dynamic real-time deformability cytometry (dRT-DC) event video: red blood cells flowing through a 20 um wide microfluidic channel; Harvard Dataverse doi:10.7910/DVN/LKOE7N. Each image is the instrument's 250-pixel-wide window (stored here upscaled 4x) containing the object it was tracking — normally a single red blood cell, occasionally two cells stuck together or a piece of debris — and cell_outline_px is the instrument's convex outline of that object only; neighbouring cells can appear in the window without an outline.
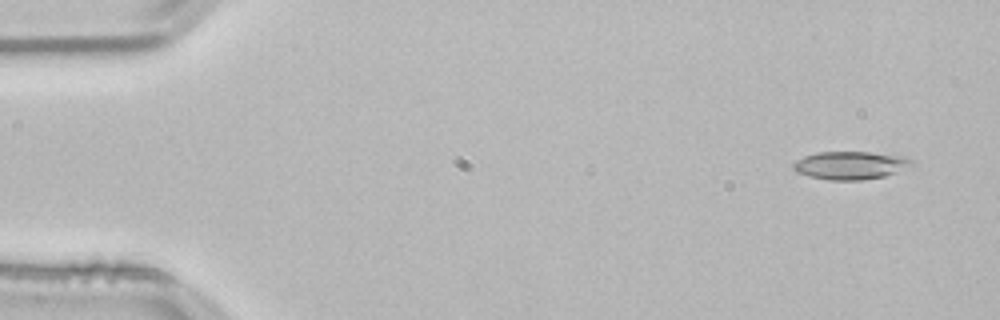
{"species": "common noctule bat (a hibernating species)", "species_latin": "Nyctalus noctula", "temperature_condition": "room temperature", "stored_images_in_passage": 51, "camera_frame_rate_fps": 3000, "um_per_image_px": 0.085, "animal": {"sex": "male", "body_mass_g": 21.5, "forearm_length_mm": 52.0}, "frame": {"image": 1, "passage_image": 1, "time_ms": 0.0, "image_size_px": [1000, 320], "cell_outline_px": [[916, 164], [884, 176], [860, 180], [828, 180], [808, 176], [796, 172], [792, 168], [792, 164], [796, 160], [804, 156], [816, 152], [868, 152], [904, 156], [912, 160]], "centroid_in_image_um": [72.25, 14.05], "position_along_channel_um": 12.7, "area_um2": 19.36}}
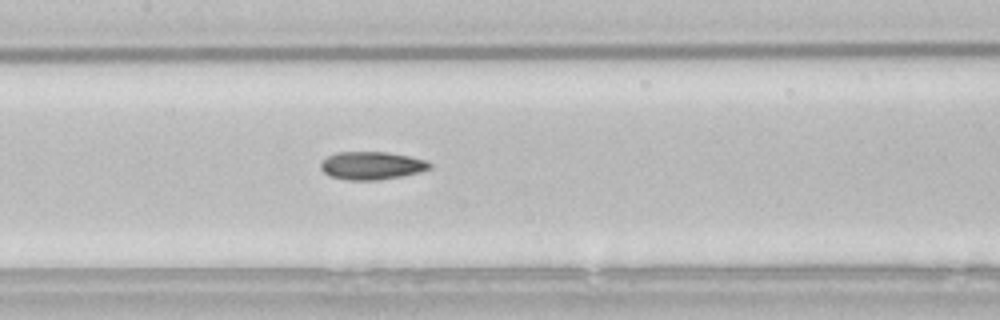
{"frame": {"image": 2, "passage_image": 23, "time_ms": 7.333, "image_size_px": [1000, 320], "cell_outline_px": [[432, 168], [400, 176], [376, 180], [348, 180], [332, 176], [324, 172], [320, 168], [320, 160], [336, 152], [388, 152], [408, 156], [424, 160], [432, 164]], "centroid_in_image_um": [31.55, 14.06], "position_along_channel_um": 175.9, "area_um2": 17.57}}
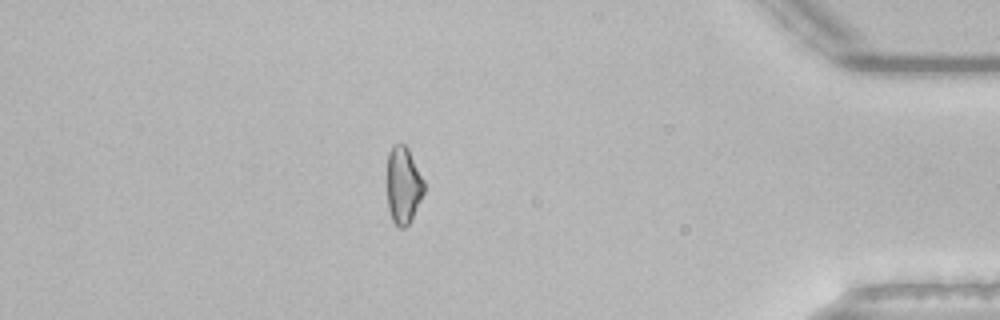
{"frame": {"image": 3, "passage_image": 44, "time_ms": 14.333, "image_size_px": [1000, 320], "cell_outline_px": [[424, 192], [408, 224], [404, 228], [400, 228], [392, 220], [388, 208], [388, 152], [392, 144], [404, 144], [408, 148], [424, 180]], "centroid_in_image_um": [34.28, 15.71], "position_along_channel_um": 400.9, "area_um2": 16.36}, "authors_computed_cell_mechanics": {"area_um2": 17.6868, "velocity_mm_per_s": 3.8208, "shape_relaxation_time_tau1_ms": null, "shape_relaxation_time_tau2_ms": 4.5196, "deformation_change_tau1": null, "deformation_change_tau2": 0.127}}